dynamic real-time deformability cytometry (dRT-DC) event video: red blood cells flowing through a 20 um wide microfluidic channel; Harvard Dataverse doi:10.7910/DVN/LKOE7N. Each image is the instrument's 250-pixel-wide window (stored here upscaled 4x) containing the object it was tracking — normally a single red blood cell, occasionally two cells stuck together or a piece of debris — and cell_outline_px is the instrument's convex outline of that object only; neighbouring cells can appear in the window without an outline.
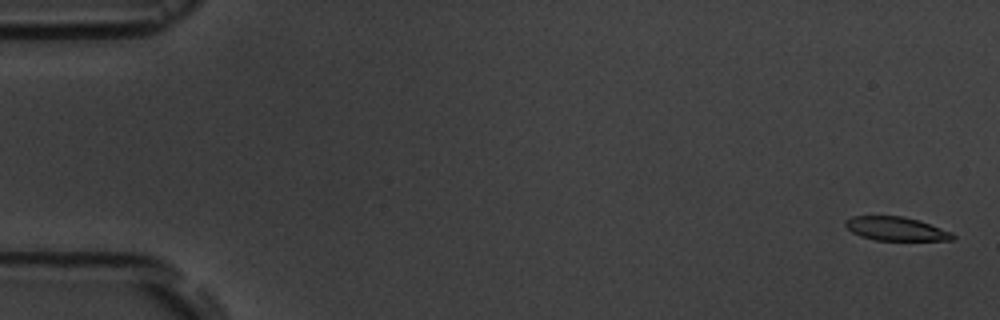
{"species": "common noctule bat (a hibernating species)", "species_latin": "Nyctalus noctula", "temperature_condition": "room temperature", "stored_images_in_passage": 18, "camera_frame_rate_fps": 3000, "um_per_image_px": 0.085, "animal": {"sex": "male", "body_mass_g": 19.5, "forearm_length_mm": 54.6}, "frame": {"image": 1, "passage_image": 1, "time_ms": 0.0, "image_size_px": [1000, 320], "cell_outline_px": [[956, 236], [952, 240], [876, 240], [860, 236], [852, 232], [844, 224], [844, 220], [852, 216], [904, 216], [920, 220], [952, 232]], "centroid_in_image_um": [76.16, 19.44], "position_along_channel_um": 8.8, "area_um2": 14.91}}
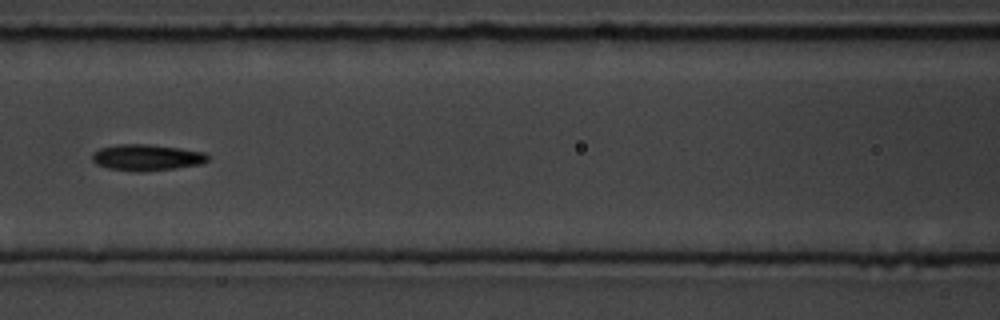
{"frame": {"image": 2, "passage_image": 8, "time_ms": 8.0, "image_size_px": [1000, 320], "cell_outline_px": [[208, 160], [200, 164], [176, 168], [140, 172], [108, 168], [96, 164], [92, 160], [92, 152], [100, 148], [116, 144], [148, 144], [180, 148], [204, 152], [208, 156]], "centroid_in_image_um": [12.44, 13.38], "position_along_channel_um": 154.2, "area_um2": 17.69}}
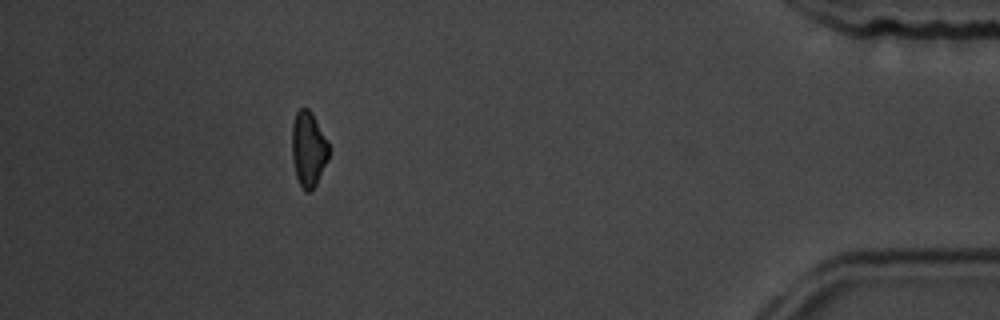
{"frame": {"image": 3, "passage_image": 18, "time_ms": 19.333, "image_size_px": [1000, 320], "cell_outline_px": [[328, 160], [316, 184], [308, 192], [304, 192], [296, 176], [292, 160], [292, 124], [296, 112], [300, 108], [308, 108], [312, 112], [328, 144]], "centroid_in_image_um": [26.19, 12.67], "position_along_channel_um": 409.0, "area_um2": 16.01}, "authors_computed_cell_mechanics": {"area_um2": 16.1262, "velocity_mm_per_s": 3.6199, "shape_relaxation_time_tau1_ms": 1.7658, "shape_relaxation_time_tau2_ms": 2.2548, "deformation_change_tau1": 0.1352, "deformation_change_tau2": 0.0969}}